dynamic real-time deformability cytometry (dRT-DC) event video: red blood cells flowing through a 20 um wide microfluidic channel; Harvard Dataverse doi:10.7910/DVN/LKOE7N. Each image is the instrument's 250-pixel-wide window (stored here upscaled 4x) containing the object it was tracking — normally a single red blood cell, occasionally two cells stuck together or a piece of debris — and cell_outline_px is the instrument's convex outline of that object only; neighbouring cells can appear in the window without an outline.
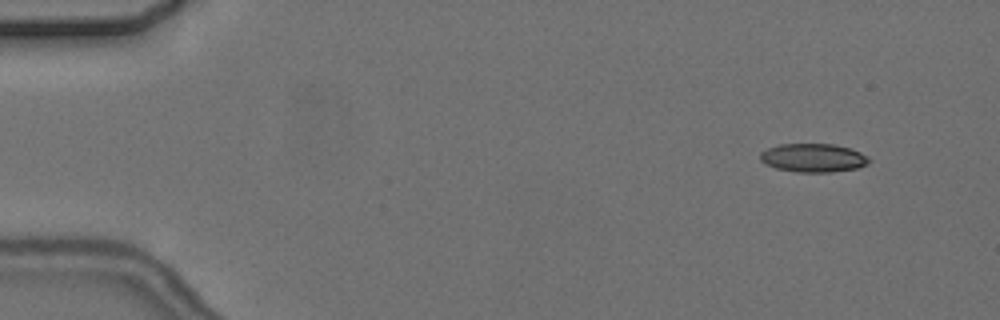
{"species": "common noctule bat (a hibernating species)", "species_latin": "Nyctalus noctula", "temperature_condition": "cold", "stored_images_in_passage": 8, "camera_frame_rate_fps": 3000, "um_per_image_px": 0.085, "animal": {"sex": "female", "body_mass_g": 24.6, "forearm_length_mm": 56.2}, "frame": {"image": 1, "passage_image": 2, "time_ms": 1.0, "image_size_px": [1000, 320], "cell_outline_px": [[872, 160], [868, 164], [856, 168], [832, 172], [796, 172], [776, 168], [760, 160], [760, 152], [768, 148], [780, 144], [832, 144], [852, 148], [868, 156]], "centroid_in_image_um": [69.16, 13.41], "position_along_channel_um": 15.8, "area_um2": 18.15}}
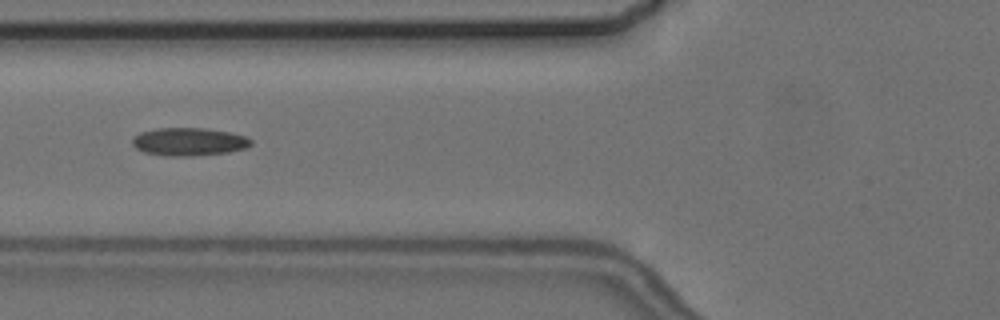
{"frame": {"image": 2, "passage_image": 6, "time_ms": 6.667, "image_size_px": [1000, 320], "cell_outline_px": [[252, 144], [248, 148], [228, 152], [192, 156], [164, 156], [144, 152], [136, 148], [132, 144], [132, 140], [140, 132], [156, 128], [204, 128], [228, 132], [244, 136], [252, 140]], "centroid_in_image_um": [16.06, 12.05], "position_along_channel_um": 109.7, "area_um2": 19.36}}
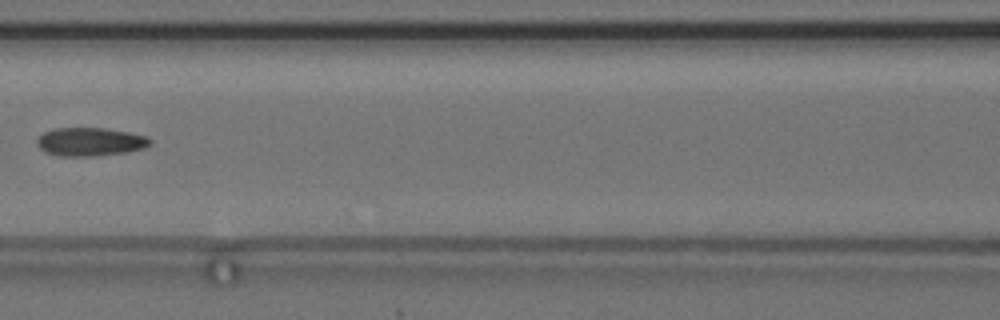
{"frame": {"image": 3, "passage_image": 7, "time_ms": 8.0, "image_size_px": [1000, 320], "cell_outline_px": [[152, 144], [144, 148], [124, 152], [92, 156], [60, 156], [44, 152], [36, 144], [36, 140], [44, 132], [52, 128], [104, 128], [128, 132], [148, 136], [152, 140]], "centroid_in_image_um": [7.66, 12.05], "position_along_channel_um": 158.9, "area_um2": 18.79}}